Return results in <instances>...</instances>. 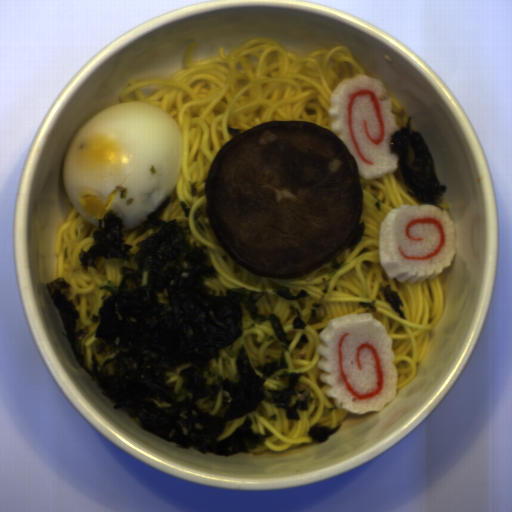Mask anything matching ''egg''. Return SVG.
<instances>
[{
	"label": "egg",
	"mask_w": 512,
	"mask_h": 512,
	"mask_svg": "<svg viewBox=\"0 0 512 512\" xmlns=\"http://www.w3.org/2000/svg\"><path fill=\"white\" fill-rule=\"evenodd\" d=\"M181 149L182 135L164 108L120 102L77 129L64 154L63 188L77 214L97 228L112 212L127 231L173 192Z\"/></svg>",
	"instance_id": "d2b9013d"
}]
</instances>
